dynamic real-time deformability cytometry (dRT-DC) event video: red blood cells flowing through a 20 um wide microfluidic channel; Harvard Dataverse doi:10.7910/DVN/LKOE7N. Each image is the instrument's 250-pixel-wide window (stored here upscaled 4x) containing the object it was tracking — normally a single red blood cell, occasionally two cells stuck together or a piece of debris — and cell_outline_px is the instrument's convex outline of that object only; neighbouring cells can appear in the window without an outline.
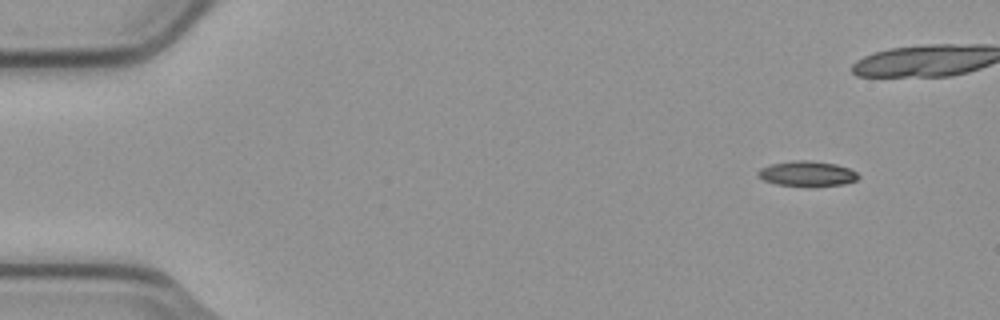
{"species": "common noctule bat (a hibernating species)", "species_latin": "Nyctalus noctula", "temperature_condition": "cold", "stored_images_in_passage": 5, "camera_frame_rate_fps": 3000, "um_per_image_px": 0.085, "animal": {"sex": "male", "body_mass_g": 23.1, "forearm_length_mm": 52.7}, "frame": {"image": 1, "passage_image": 1, "time_ms": 0.0, "image_size_px": [1000, 320], "cell_outline_px": [[860, 176], [856, 180], [844, 184], [776, 184], [764, 180], [756, 176], [756, 172], [760, 168], [768, 164], [796, 160], [808, 160], [836, 164], [848, 168], [856, 172]], "centroid_in_image_um": [68.55, 14.72], "position_along_channel_um": 16.4, "area_um2": 14.22}}